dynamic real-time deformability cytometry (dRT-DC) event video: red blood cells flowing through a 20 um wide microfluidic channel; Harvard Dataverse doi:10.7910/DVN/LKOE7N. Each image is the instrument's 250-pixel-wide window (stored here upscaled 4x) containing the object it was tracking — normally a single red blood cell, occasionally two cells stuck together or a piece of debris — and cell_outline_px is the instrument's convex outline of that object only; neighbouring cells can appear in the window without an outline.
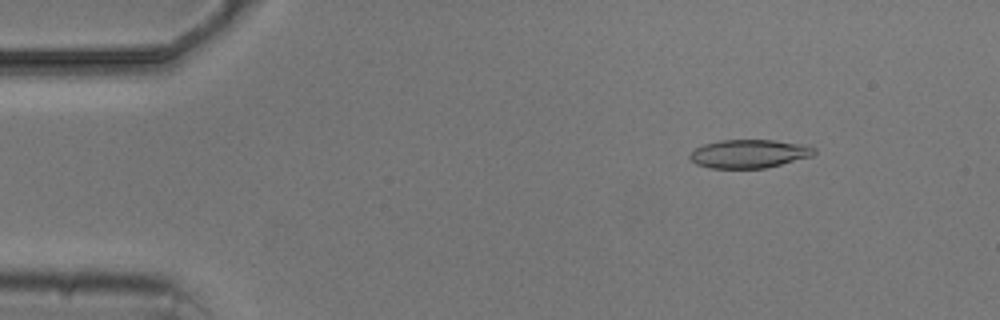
{"species": "common noctule bat (a hibernating species)", "species_latin": "Nyctalus noctula", "temperature_condition": "cold", "stored_images_in_passage": 7, "camera_frame_rate_fps": 3000, "um_per_image_px": 0.085, "animal": {"sex": "male", "body_mass_g": 20.5, "forearm_length_mm": 52.5}, "frame": {"image": 1, "passage_image": 2, "time_ms": 1.333, "image_size_px": [1000, 320], "cell_outline_px": [[816, 152], [812, 156], [764, 168], [708, 168], [696, 164], [688, 156], [696, 148], [704, 144], [720, 140], [772, 140], [800, 144], [816, 148]], "centroid_in_image_um": [63.65, 13.07], "position_along_channel_um": 21.3, "area_um2": 20.4}}
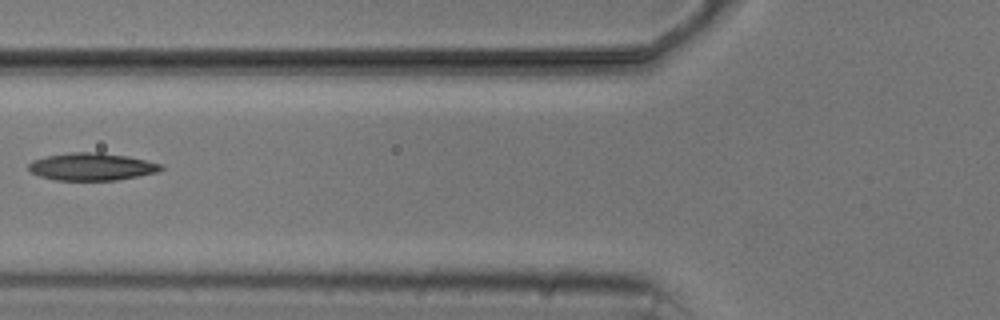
{"frame": {"image": 2, "passage_image": 6, "time_ms": 6.0, "image_size_px": [1000, 320], "cell_outline_px": [[164, 168], [156, 172], [116, 180], [56, 180], [40, 176], [32, 172], [28, 168], [28, 164], [32, 160], [48, 156], [68, 152], [100, 152], [128, 156], [164, 164]], "centroid_in_image_um": [7.81, 14.16], "position_along_channel_um": 118.0, "area_um2": 21.15}}
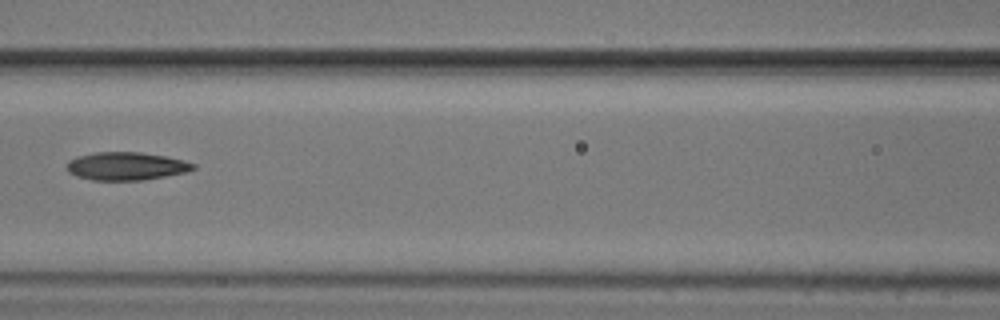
{"frame": {"image": 3, "passage_image": 7, "time_ms": 7.0, "image_size_px": [1000, 320], "cell_outline_px": [[196, 168], [184, 172], [144, 180], [92, 180], [76, 176], [68, 172], [68, 160], [76, 156], [96, 152], [140, 152], [164, 156], [196, 164]], "centroid_in_image_um": [10.68, 14.12], "position_along_channel_um": 155.9, "area_um2": 20.46}}